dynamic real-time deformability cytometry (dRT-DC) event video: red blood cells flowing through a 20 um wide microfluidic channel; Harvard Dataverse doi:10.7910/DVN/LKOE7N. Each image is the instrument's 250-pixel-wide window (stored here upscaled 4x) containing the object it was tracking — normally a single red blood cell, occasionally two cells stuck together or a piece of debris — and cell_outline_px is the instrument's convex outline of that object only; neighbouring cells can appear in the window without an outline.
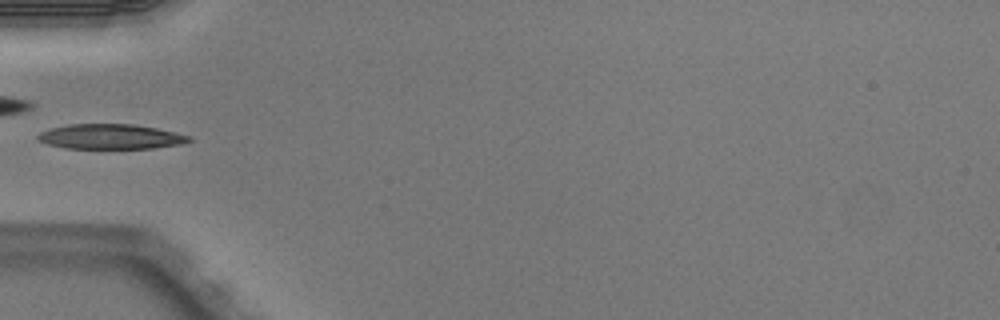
{"species": "Egyptian fruit bat (a non-hibernating species)", "species_latin": "Rousettus aegyptiacus", "temperature_condition": "warm", "stored_images_in_passage": 6, "camera_frame_rate_fps": 3000, "um_per_image_px": 0.085, "animal": {"sex": "male"}, "frame": {"image": 1, "passage_image": 5, "time_ms": 1.333, "image_size_px": [1000, 320], "cell_outline_px": [[192, 140], [180, 144], [152, 148], [64, 148], [48, 144], [36, 140], [36, 136], [40, 132], [52, 128], [68, 124], [132, 124], [156, 128], [192, 136]], "centroid_in_image_um": [9.38, 11.61], "position_along_channel_um": 75.6, "area_um2": 21.91}}
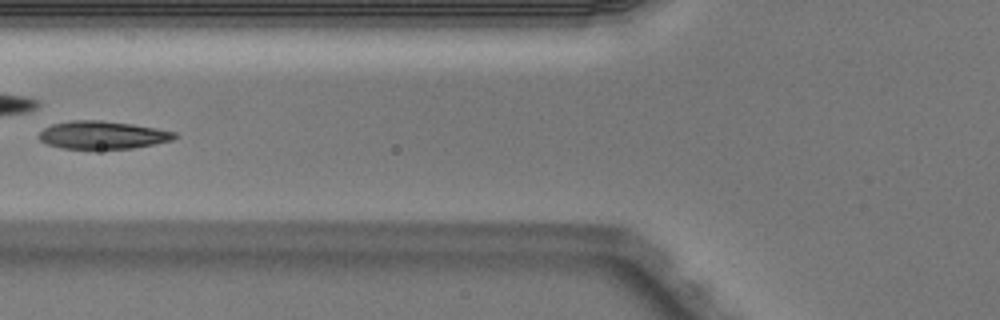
{"frame": {"image": 2, "passage_image": 6, "time_ms": 1.667, "image_size_px": [1000, 320], "cell_outline_px": [[176, 136], [172, 140], [132, 148], [64, 148], [48, 144], [40, 140], [40, 132], [44, 128], [52, 124], [72, 120], [100, 120], [132, 124], [156, 128], [176, 132]], "centroid_in_image_um": [8.72, 11.46], "position_along_channel_um": 117.1, "area_um2": 21.62}}